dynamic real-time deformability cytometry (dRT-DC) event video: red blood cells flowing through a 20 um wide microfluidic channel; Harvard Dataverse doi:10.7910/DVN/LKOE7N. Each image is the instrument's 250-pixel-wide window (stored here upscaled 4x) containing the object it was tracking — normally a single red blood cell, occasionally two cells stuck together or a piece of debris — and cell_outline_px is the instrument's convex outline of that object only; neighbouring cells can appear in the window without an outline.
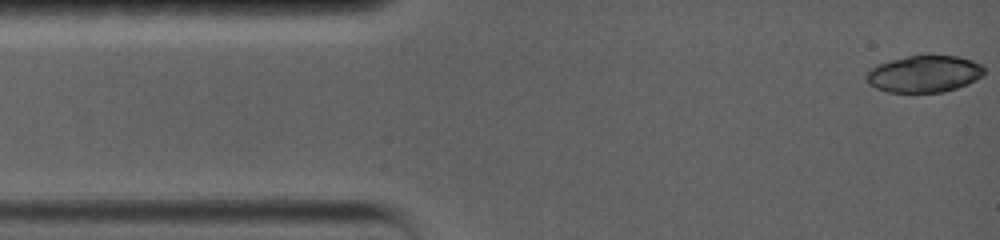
{"species": "common noctule bat (a hibernating species)", "species_latin": "Nyctalus noctula", "temperature_condition": "warm", "stored_images_in_passage": 10, "camera_frame_rate_fps": 5000, "um_per_image_px": 0.085, "animal": {"sex": "female", "body_mass_g": 19.0, "forearm_length_mm": 56.7}, "frame": {"image": 1, "passage_image": 1, "time_ms": 0.0, "image_size_px": [1000, 240], "cell_outline_px": [[984, 76], [968, 84], [944, 92], [888, 92], [876, 88], [868, 84], [864, 80], [864, 76], [872, 68], [880, 64], [892, 60], [908, 56], [928, 52], [956, 56], [972, 60], [980, 64], [984, 68]], "centroid_in_image_um": [78.57, 6.25], "position_along_channel_um": 6.4, "area_um2": 25.89}}